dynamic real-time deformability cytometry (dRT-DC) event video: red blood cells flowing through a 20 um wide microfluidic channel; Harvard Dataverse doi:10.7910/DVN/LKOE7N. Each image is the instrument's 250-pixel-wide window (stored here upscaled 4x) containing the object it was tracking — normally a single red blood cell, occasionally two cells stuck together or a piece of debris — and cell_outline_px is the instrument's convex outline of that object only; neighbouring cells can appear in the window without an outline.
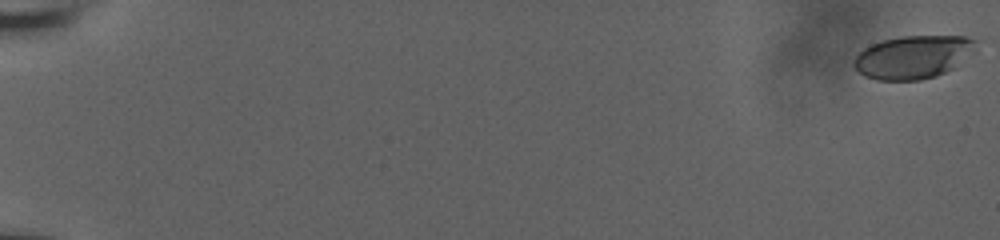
{"species": "human", "species_latin": "Homo sapiens", "temperature_condition": "room temperature", "stored_images_in_passage": 59, "camera_frame_rate_fps": 3000, "um_per_image_px": 0.085, "donor": {"sex": "male"}, "frame": {"image": 1, "passage_image": 1, "time_ms": 0.0, "image_size_px": [1000, 240], "cell_outline_px": [[976, 52], [952, 68], [936, 76], [920, 80], [876, 80], [864, 76], [852, 64], [852, 60], [864, 48], [872, 44], [884, 40], [900, 36], [964, 36], [976, 40]], "centroid_in_image_um": [77.62, 4.84], "position_along_channel_um": 7.4, "area_um2": 30.69}}
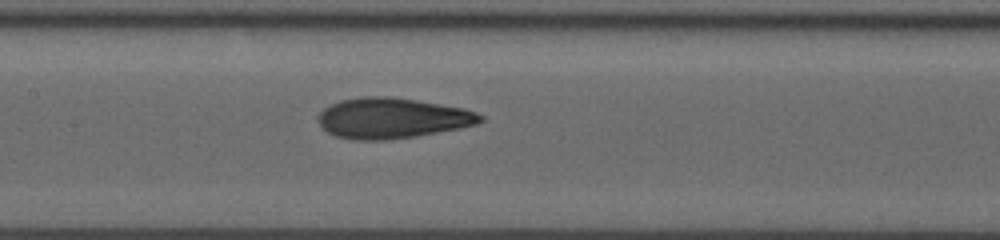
{"frame": {"image": 2, "passage_image": 32, "time_ms": 10.333, "image_size_px": [1000, 240], "cell_outline_px": [[484, 120], [476, 124], [460, 128], [416, 136], [388, 140], [352, 140], [336, 136], [328, 132], [316, 120], [316, 116], [324, 108], [340, 100], [364, 96], [392, 96], [464, 108], [476, 112], [484, 116]], "centroid_in_image_um": [33.32, 10.04], "position_along_channel_um": 174.1, "area_um2": 38.44}}
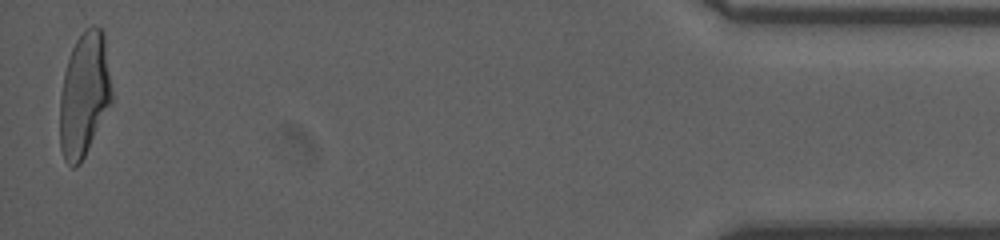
{"frame": {"image": 3, "passage_image": 58, "time_ms": 19.0, "image_size_px": [1000, 240], "cell_outline_px": [[112, 104], [80, 164], [76, 168], [72, 168], [64, 160], [60, 148], [60, 96], [64, 72], [72, 48], [76, 40], [92, 24], [100, 28], [104, 32], [112, 92]], "centroid_in_image_um": [7.17, 8.08], "position_along_channel_um": 428.0, "area_um2": 37.74}, "authors_computed_cell_mechanics": {"area_um2": 36.8764, "velocity_mm_per_s": 3.85, "shape_relaxation_time_tau1_ms": 5.4413, "shape_relaxation_time_tau2_ms": 1.572, "deformation_change_tau1": 0.1991, "deformation_change_tau2": 0.0934}}